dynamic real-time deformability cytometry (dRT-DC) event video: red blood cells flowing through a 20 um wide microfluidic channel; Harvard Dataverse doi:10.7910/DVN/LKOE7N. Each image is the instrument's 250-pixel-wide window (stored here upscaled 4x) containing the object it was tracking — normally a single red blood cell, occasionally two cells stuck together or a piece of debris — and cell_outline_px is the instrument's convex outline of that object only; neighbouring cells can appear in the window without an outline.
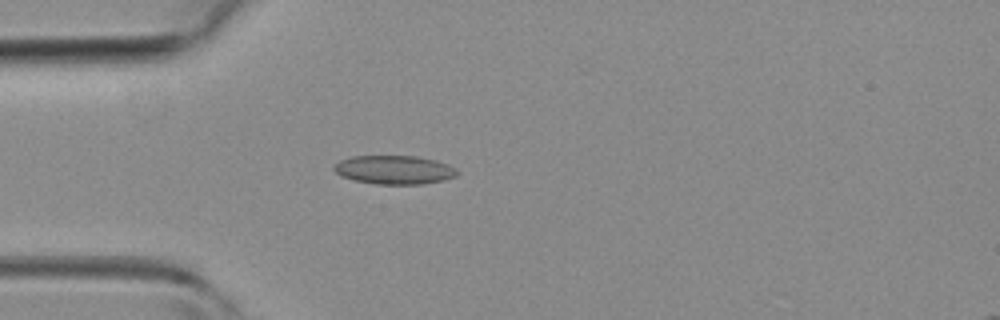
{"species": "common noctule bat (a hibernating species)", "species_latin": "Nyctalus noctula", "temperature_condition": "room temperature", "stored_images_in_passage": 33, "camera_frame_rate_fps": 3000, "um_per_image_px": 0.085, "animal": {"sex": "female", "body_mass_g": 19.3, "forearm_length_mm": 54.1}, "frame": {"image": 1, "passage_image": 1, "time_ms": 0.0, "image_size_px": [1000, 320], "cell_outline_px": [[460, 172], [456, 176], [444, 180], [424, 184], [376, 184], [356, 180], [344, 176], [336, 172], [332, 168], [340, 160], [352, 156], [416, 156], [436, 160], [448, 164], [456, 168]], "centroid_in_image_um": [33.57, 14.43], "position_along_channel_um": 51.4, "area_um2": 20.58}}
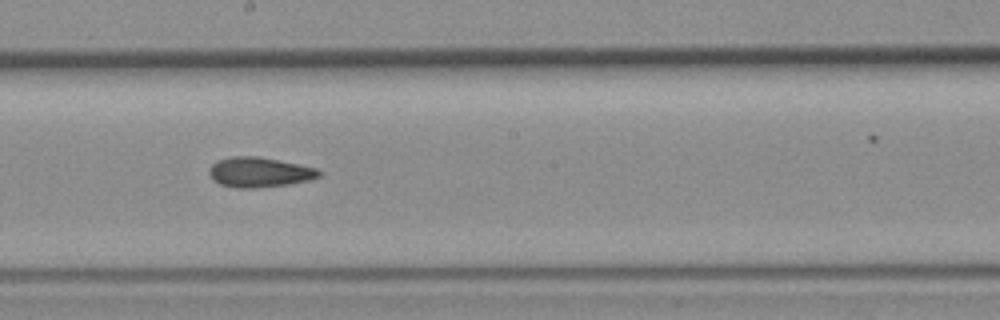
{"frame": {"image": 2, "passage_image": 13, "time_ms": 4.0, "image_size_px": [1000, 320], "cell_outline_px": [[320, 176], [308, 180], [288, 184], [256, 188], [236, 188], [220, 184], [212, 180], [208, 172], [208, 168], [216, 160], [232, 156], [256, 156], [300, 164], [316, 168], [320, 172]], "centroid_in_image_um": [21.99, 14.63], "position_along_channel_um": 226.2, "area_um2": 19.25}}
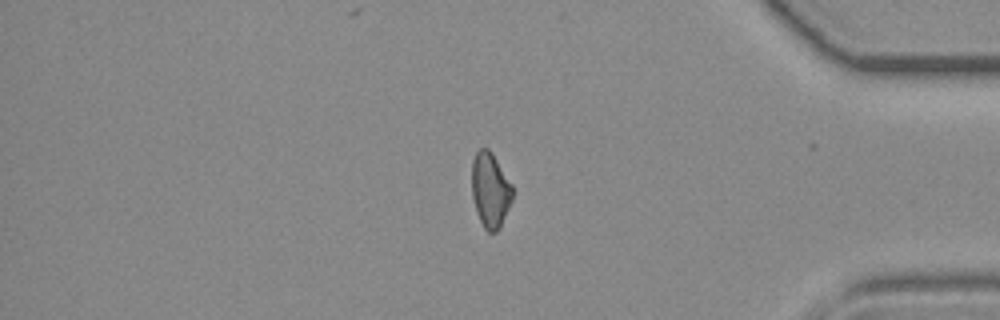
{"frame": {"image": 3, "passage_image": 26, "time_ms": 8.333, "image_size_px": [1000, 320], "cell_outline_px": [[512, 200], [500, 228], [496, 232], [488, 232], [484, 228], [476, 212], [472, 196], [472, 160], [476, 152], [480, 148], [488, 148], [492, 152], [512, 184]], "centroid_in_image_um": [41.67, 16.15], "position_along_channel_um": 393.5, "area_um2": 17.86}}